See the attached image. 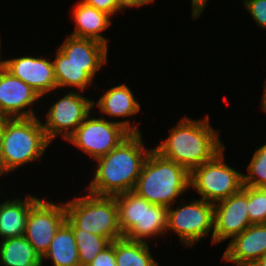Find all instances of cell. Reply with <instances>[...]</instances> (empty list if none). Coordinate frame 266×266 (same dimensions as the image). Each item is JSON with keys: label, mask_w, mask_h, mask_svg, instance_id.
Wrapping results in <instances>:
<instances>
[{"label": "cell", "mask_w": 266, "mask_h": 266, "mask_svg": "<svg viewBox=\"0 0 266 266\" xmlns=\"http://www.w3.org/2000/svg\"><path fill=\"white\" fill-rule=\"evenodd\" d=\"M107 48L96 40L69 34L58 49L76 65H104L107 63Z\"/></svg>", "instance_id": "cell-19"}, {"label": "cell", "mask_w": 266, "mask_h": 266, "mask_svg": "<svg viewBox=\"0 0 266 266\" xmlns=\"http://www.w3.org/2000/svg\"><path fill=\"white\" fill-rule=\"evenodd\" d=\"M73 20L76 28L72 36L93 39L108 47L107 38L101 35L110 25L109 14L79 1L73 9Z\"/></svg>", "instance_id": "cell-16"}, {"label": "cell", "mask_w": 266, "mask_h": 266, "mask_svg": "<svg viewBox=\"0 0 266 266\" xmlns=\"http://www.w3.org/2000/svg\"><path fill=\"white\" fill-rule=\"evenodd\" d=\"M72 231L77 244L80 266H88L111 243L108 239L83 229H72Z\"/></svg>", "instance_id": "cell-24"}, {"label": "cell", "mask_w": 266, "mask_h": 266, "mask_svg": "<svg viewBox=\"0 0 266 266\" xmlns=\"http://www.w3.org/2000/svg\"><path fill=\"white\" fill-rule=\"evenodd\" d=\"M190 173L153 148L148 154L133 192L151 204L170 207L190 188Z\"/></svg>", "instance_id": "cell-3"}, {"label": "cell", "mask_w": 266, "mask_h": 266, "mask_svg": "<svg viewBox=\"0 0 266 266\" xmlns=\"http://www.w3.org/2000/svg\"><path fill=\"white\" fill-rule=\"evenodd\" d=\"M243 185L266 188V143L254 152L248 165V175L243 174Z\"/></svg>", "instance_id": "cell-25"}, {"label": "cell", "mask_w": 266, "mask_h": 266, "mask_svg": "<svg viewBox=\"0 0 266 266\" xmlns=\"http://www.w3.org/2000/svg\"><path fill=\"white\" fill-rule=\"evenodd\" d=\"M53 62L57 88L74 87L81 92L92 83V79L103 65H76L69 61L59 49Z\"/></svg>", "instance_id": "cell-18"}, {"label": "cell", "mask_w": 266, "mask_h": 266, "mask_svg": "<svg viewBox=\"0 0 266 266\" xmlns=\"http://www.w3.org/2000/svg\"><path fill=\"white\" fill-rule=\"evenodd\" d=\"M0 48H1V41H0ZM3 69H4V61H1V58H0V73L2 72Z\"/></svg>", "instance_id": "cell-35"}, {"label": "cell", "mask_w": 266, "mask_h": 266, "mask_svg": "<svg viewBox=\"0 0 266 266\" xmlns=\"http://www.w3.org/2000/svg\"><path fill=\"white\" fill-rule=\"evenodd\" d=\"M4 68L34 89L40 97L57 89L53 62L47 58H12L4 61Z\"/></svg>", "instance_id": "cell-14"}, {"label": "cell", "mask_w": 266, "mask_h": 266, "mask_svg": "<svg viewBox=\"0 0 266 266\" xmlns=\"http://www.w3.org/2000/svg\"><path fill=\"white\" fill-rule=\"evenodd\" d=\"M41 98L24 81L12 75L5 68L0 73V119L36 117L29 107ZM27 108V110H25Z\"/></svg>", "instance_id": "cell-13"}, {"label": "cell", "mask_w": 266, "mask_h": 266, "mask_svg": "<svg viewBox=\"0 0 266 266\" xmlns=\"http://www.w3.org/2000/svg\"><path fill=\"white\" fill-rule=\"evenodd\" d=\"M97 106L103 113L100 117L104 118V114L112 117H129L140 111V104L134 99V96L125 84L114 86L106 91L99 98Z\"/></svg>", "instance_id": "cell-21"}, {"label": "cell", "mask_w": 266, "mask_h": 266, "mask_svg": "<svg viewBox=\"0 0 266 266\" xmlns=\"http://www.w3.org/2000/svg\"><path fill=\"white\" fill-rule=\"evenodd\" d=\"M88 266H117L115 259V240L103 249Z\"/></svg>", "instance_id": "cell-28"}, {"label": "cell", "mask_w": 266, "mask_h": 266, "mask_svg": "<svg viewBox=\"0 0 266 266\" xmlns=\"http://www.w3.org/2000/svg\"><path fill=\"white\" fill-rule=\"evenodd\" d=\"M84 4L94 7L97 10L114 16L116 12L123 10L116 0H81Z\"/></svg>", "instance_id": "cell-29"}, {"label": "cell", "mask_w": 266, "mask_h": 266, "mask_svg": "<svg viewBox=\"0 0 266 266\" xmlns=\"http://www.w3.org/2000/svg\"><path fill=\"white\" fill-rule=\"evenodd\" d=\"M214 229V204L203 199L168 208L167 229L175 232L185 246L194 245Z\"/></svg>", "instance_id": "cell-9"}, {"label": "cell", "mask_w": 266, "mask_h": 266, "mask_svg": "<svg viewBox=\"0 0 266 266\" xmlns=\"http://www.w3.org/2000/svg\"><path fill=\"white\" fill-rule=\"evenodd\" d=\"M115 200L124 238L146 242L147 238L166 233L168 207L151 204L133 191L118 194Z\"/></svg>", "instance_id": "cell-6"}, {"label": "cell", "mask_w": 266, "mask_h": 266, "mask_svg": "<svg viewBox=\"0 0 266 266\" xmlns=\"http://www.w3.org/2000/svg\"><path fill=\"white\" fill-rule=\"evenodd\" d=\"M224 149L190 172V188L195 189L201 199L213 204L239 192L243 187V173L224 163Z\"/></svg>", "instance_id": "cell-8"}, {"label": "cell", "mask_w": 266, "mask_h": 266, "mask_svg": "<svg viewBox=\"0 0 266 266\" xmlns=\"http://www.w3.org/2000/svg\"><path fill=\"white\" fill-rule=\"evenodd\" d=\"M3 175V164H2V119H0V176Z\"/></svg>", "instance_id": "cell-32"}, {"label": "cell", "mask_w": 266, "mask_h": 266, "mask_svg": "<svg viewBox=\"0 0 266 266\" xmlns=\"http://www.w3.org/2000/svg\"><path fill=\"white\" fill-rule=\"evenodd\" d=\"M244 6L257 25L266 28V0H244Z\"/></svg>", "instance_id": "cell-27"}, {"label": "cell", "mask_w": 266, "mask_h": 266, "mask_svg": "<svg viewBox=\"0 0 266 266\" xmlns=\"http://www.w3.org/2000/svg\"><path fill=\"white\" fill-rule=\"evenodd\" d=\"M117 266H158L149 251L147 242L132 241L126 238L115 240Z\"/></svg>", "instance_id": "cell-23"}, {"label": "cell", "mask_w": 266, "mask_h": 266, "mask_svg": "<svg viewBox=\"0 0 266 266\" xmlns=\"http://www.w3.org/2000/svg\"><path fill=\"white\" fill-rule=\"evenodd\" d=\"M39 200L35 196L28 195L23 201L15 198L0 204V237L2 240L25 234L30 209Z\"/></svg>", "instance_id": "cell-17"}, {"label": "cell", "mask_w": 266, "mask_h": 266, "mask_svg": "<svg viewBox=\"0 0 266 266\" xmlns=\"http://www.w3.org/2000/svg\"><path fill=\"white\" fill-rule=\"evenodd\" d=\"M66 223L72 229H83L110 242L123 238L115 196L87 193L65 202Z\"/></svg>", "instance_id": "cell-5"}, {"label": "cell", "mask_w": 266, "mask_h": 266, "mask_svg": "<svg viewBox=\"0 0 266 266\" xmlns=\"http://www.w3.org/2000/svg\"><path fill=\"white\" fill-rule=\"evenodd\" d=\"M192 1V17L198 18L200 17L202 11H204V7L207 5L208 0H191Z\"/></svg>", "instance_id": "cell-31"}, {"label": "cell", "mask_w": 266, "mask_h": 266, "mask_svg": "<svg viewBox=\"0 0 266 266\" xmlns=\"http://www.w3.org/2000/svg\"><path fill=\"white\" fill-rule=\"evenodd\" d=\"M251 266H266V254L260 257L254 264Z\"/></svg>", "instance_id": "cell-33"}, {"label": "cell", "mask_w": 266, "mask_h": 266, "mask_svg": "<svg viewBox=\"0 0 266 266\" xmlns=\"http://www.w3.org/2000/svg\"><path fill=\"white\" fill-rule=\"evenodd\" d=\"M219 134L209 123V115L198 121L185 116L170 129L168 138L153 149L190 173L224 148Z\"/></svg>", "instance_id": "cell-2"}, {"label": "cell", "mask_w": 266, "mask_h": 266, "mask_svg": "<svg viewBox=\"0 0 266 266\" xmlns=\"http://www.w3.org/2000/svg\"><path fill=\"white\" fill-rule=\"evenodd\" d=\"M38 117L2 119L3 174L42 157L51 143Z\"/></svg>", "instance_id": "cell-4"}, {"label": "cell", "mask_w": 266, "mask_h": 266, "mask_svg": "<svg viewBox=\"0 0 266 266\" xmlns=\"http://www.w3.org/2000/svg\"><path fill=\"white\" fill-rule=\"evenodd\" d=\"M95 102L78 92H68L58 99L48 111L46 123H42L47 139L51 142L61 134L67 140L90 114Z\"/></svg>", "instance_id": "cell-10"}, {"label": "cell", "mask_w": 266, "mask_h": 266, "mask_svg": "<svg viewBox=\"0 0 266 266\" xmlns=\"http://www.w3.org/2000/svg\"><path fill=\"white\" fill-rule=\"evenodd\" d=\"M262 110L266 112V81H265V88H264V93L262 96Z\"/></svg>", "instance_id": "cell-34"}, {"label": "cell", "mask_w": 266, "mask_h": 266, "mask_svg": "<svg viewBox=\"0 0 266 266\" xmlns=\"http://www.w3.org/2000/svg\"><path fill=\"white\" fill-rule=\"evenodd\" d=\"M131 133H140L138 126L129 120L109 121L104 118H91L90 114L66 140L97 160L107 155Z\"/></svg>", "instance_id": "cell-7"}, {"label": "cell", "mask_w": 266, "mask_h": 266, "mask_svg": "<svg viewBox=\"0 0 266 266\" xmlns=\"http://www.w3.org/2000/svg\"><path fill=\"white\" fill-rule=\"evenodd\" d=\"M265 254L266 223L252 224L231 239L222 260L236 266H251Z\"/></svg>", "instance_id": "cell-15"}, {"label": "cell", "mask_w": 266, "mask_h": 266, "mask_svg": "<svg viewBox=\"0 0 266 266\" xmlns=\"http://www.w3.org/2000/svg\"><path fill=\"white\" fill-rule=\"evenodd\" d=\"M0 264L3 266H42L43 260L26 237L0 241Z\"/></svg>", "instance_id": "cell-22"}, {"label": "cell", "mask_w": 266, "mask_h": 266, "mask_svg": "<svg viewBox=\"0 0 266 266\" xmlns=\"http://www.w3.org/2000/svg\"><path fill=\"white\" fill-rule=\"evenodd\" d=\"M152 149H145L141 133H131L107 155L98 158L88 193L116 196L133 191L142 166Z\"/></svg>", "instance_id": "cell-1"}, {"label": "cell", "mask_w": 266, "mask_h": 266, "mask_svg": "<svg viewBox=\"0 0 266 266\" xmlns=\"http://www.w3.org/2000/svg\"><path fill=\"white\" fill-rule=\"evenodd\" d=\"M52 260L54 266H80L79 253L72 228L64 222L56 231L49 250L42 260Z\"/></svg>", "instance_id": "cell-20"}, {"label": "cell", "mask_w": 266, "mask_h": 266, "mask_svg": "<svg viewBox=\"0 0 266 266\" xmlns=\"http://www.w3.org/2000/svg\"><path fill=\"white\" fill-rule=\"evenodd\" d=\"M66 221L65 204L40 199L31 209L24 236L41 257L49 250L56 231Z\"/></svg>", "instance_id": "cell-11"}, {"label": "cell", "mask_w": 266, "mask_h": 266, "mask_svg": "<svg viewBox=\"0 0 266 266\" xmlns=\"http://www.w3.org/2000/svg\"><path fill=\"white\" fill-rule=\"evenodd\" d=\"M219 203V204H218ZM251 224L248 215V195L241 189L214 204L213 245L241 234Z\"/></svg>", "instance_id": "cell-12"}, {"label": "cell", "mask_w": 266, "mask_h": 266, "mask_svg": "<svg viewBox=\"0 0 266 266\" xmlns=\"http://www.w3.org/2000/svg\"><path fill=\"white\" fill-rule=\"evenodd\" d=\"M242 190L248 195V215L251 224H265L266 188L243 185Z\"/></svg>", "instance_id": "cell-26"}, {"label": "cell", "mask_w": 266, "mask_h": 266, "mask_svg": "<svg viewBox=\"0 0 266 266\" xmlns=\"http://www.w3.org/2000/svg\"><path fill=\"white\" fill-rule=\"evenodd\" d=\"M118 4L124 9L128 7H140L147 5L155 0H116Z\"/></svg>", "instance_id": "cell-30"}]
</instances>
